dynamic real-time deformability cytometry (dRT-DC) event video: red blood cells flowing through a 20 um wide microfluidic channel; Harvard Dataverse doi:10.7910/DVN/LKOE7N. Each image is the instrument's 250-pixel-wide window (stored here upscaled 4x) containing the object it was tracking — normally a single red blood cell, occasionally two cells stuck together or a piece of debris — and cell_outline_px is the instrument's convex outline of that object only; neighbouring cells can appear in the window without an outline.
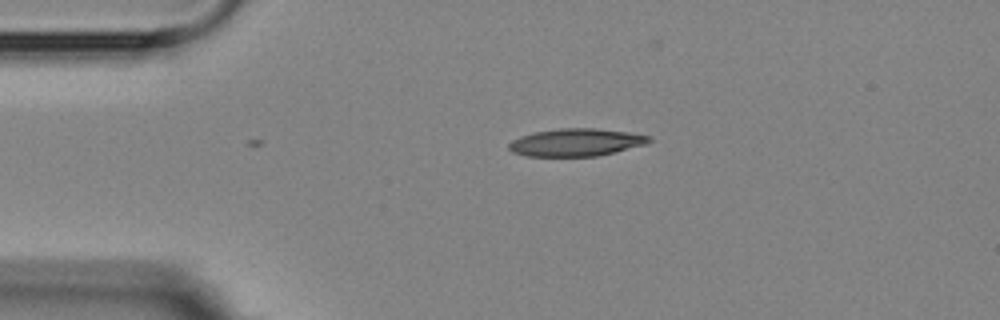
{"species": "Egyptian fruit bat (a non-hibernating species)", "species_latin": "Rousettus aegyptiacus", "temperature_condition": "room temperature", "stored_images_in_passage": 2, "camera_frame_rate_fps": 3000, "um_per_image_px": 0.085, "animal": {"sex": "female"}, "frame": {"image": 1, "passage_image": 1, "time_ms": 0.0, "image_size_px": [1000, 320], "cell_outline_px": [[652, 140], [644, 144], [616, 152], [596, 156], [528, 156], [512, 152], [508, 148], [508, 144], [512, 140], [520, 136], [532, 132], [560, 128], [596, 128], [628, 132], [652, 136]], "centroid_in_image_um": [48.95, 12.09], "position_along_channel_um": 36.1, "area_um2": 22.6}}